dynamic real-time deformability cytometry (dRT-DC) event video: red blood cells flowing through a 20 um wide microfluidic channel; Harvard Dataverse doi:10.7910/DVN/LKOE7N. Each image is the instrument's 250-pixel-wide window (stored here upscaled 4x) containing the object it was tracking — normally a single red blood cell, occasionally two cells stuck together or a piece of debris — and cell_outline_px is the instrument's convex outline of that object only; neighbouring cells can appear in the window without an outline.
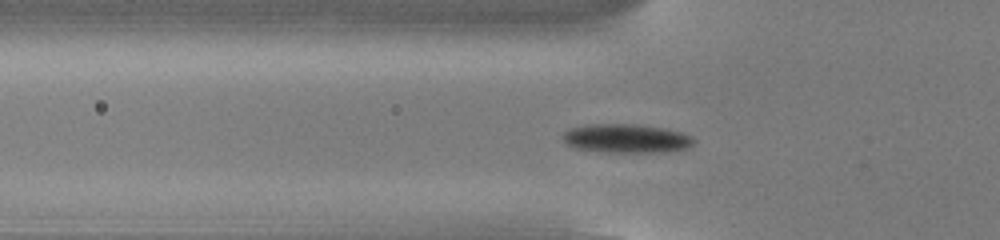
{"species": "common noctule bat (a hibernating species)", "species_latin": "Nyctalus noctula", "temperature_condition": "cold", "stored_images_in_passage": 55, "camera_frame_rate_fps": 3000, "um_per_image_px": 0.085, "animal": {"sex": "male", "body_mass_g": 13.0, "forearm_length_mm": 53.1}, "frame": {"image": 1, "passage_image": 19, "time_ms": 6.0, "image_size_px": [1000, 240], "cell_outline_px": [[696, 140], [688, 148], [660, 152], [604, 152], [572, 148], [560, 136], [564, 132], [572, 128], [588, 124], [636, 124], [664, 128], [680, 132], [692, 136]], "centroid_in_image_um": [53.22, 11.77], "position_along_channel_um": 72.6, "area_um2": 22.08}}
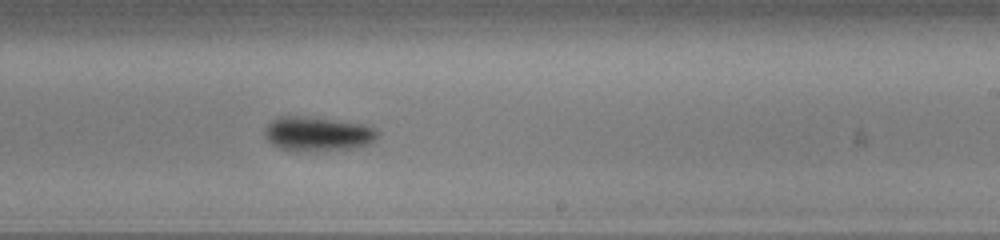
{"frame": {"image": 2, "passage_image": 34, "time_ms": 11.0, "image_size_px": [1000, 240], "cell_outline_px": [[380, 132], [376, 140], [368, 144], [352, 148], [300, 152], [296, 152], [280, 148], [272, 144], [268, 140], [264, 132], [268, 124], [272, 120], [280, 116], [300, 116], [368, 124], [376, 128]], "centroid_in_image_um": [27.04, 11.38], "position_along_channel_um": 262.0, "area_um2": 22.77}}
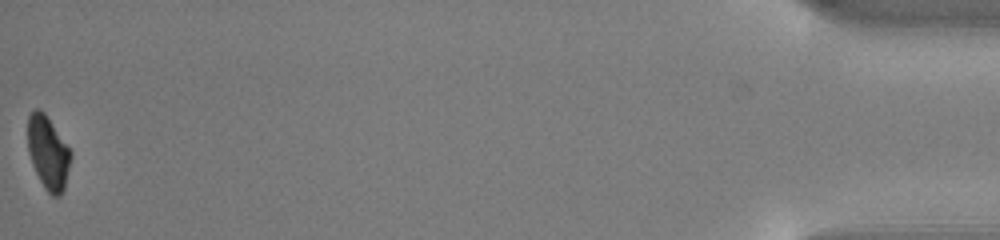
{"frame": {"image": 3, "passage_image": 55, "time_ms": 18.0, "image_size_px": [1000, 240], "cell_outline_px": [[72, 156], [64, 188], [60, 196], [52, 196], [44, 188], [32, 164], [28, 152], [28, 116], [36, 108], [44, 112], [72, 152]], "centroid_in_image_um": [4.09, 12.99], "position_along_channel_um": 431.1, "area_um2": 18.21}, "authors_computed_cell_mechanics": {"area_um2": 20.3456, "velocity_mm_per_s": 3.7998, "shape_relaxation_time_tau1_ms": 2.5125, "shape_relaxation_time_tau2_ms": null, "deformation_change_tau1": 0.1114, "deformation_change_tau2": null}}